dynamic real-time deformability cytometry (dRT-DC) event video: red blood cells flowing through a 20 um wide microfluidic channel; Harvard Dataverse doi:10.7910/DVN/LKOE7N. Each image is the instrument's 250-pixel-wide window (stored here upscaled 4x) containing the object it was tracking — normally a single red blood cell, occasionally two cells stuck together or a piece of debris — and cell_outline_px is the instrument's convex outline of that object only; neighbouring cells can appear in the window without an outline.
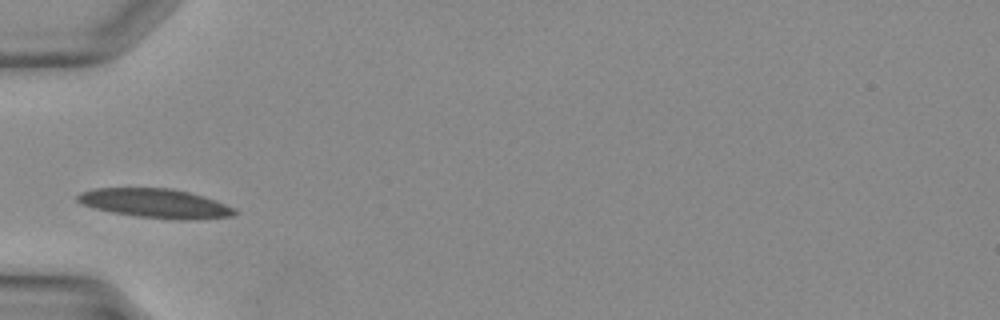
{"species": "Egyptian fruit bat (a non-hibernating species)", "species_latin": "Rousettus aegyptiacus", "temperature_condition": "warm", "stored_images_in_passage": 26, "camera_frame_rate_fps": 3000, "um_per_image_px": 0.085, "animal": {"sex": "female"}, "frame": {"image": 1, "passage_image": 1, "time_ms": 0.0, "image_size_px": [1000, 320], "cell_outline_px": [[240, 212], [232, 216], [192, 220], [176, 220], [136, 216], [112, 212], [80, 204], [76, 200], [76, 196], [80, 192], [92, 188], [172, 188], [188, 192], [236, 208]], "centroid_in_image_um": [13.18, 17.29], "position_along_channel_um": 71.8, "area_um2": 26.7}}
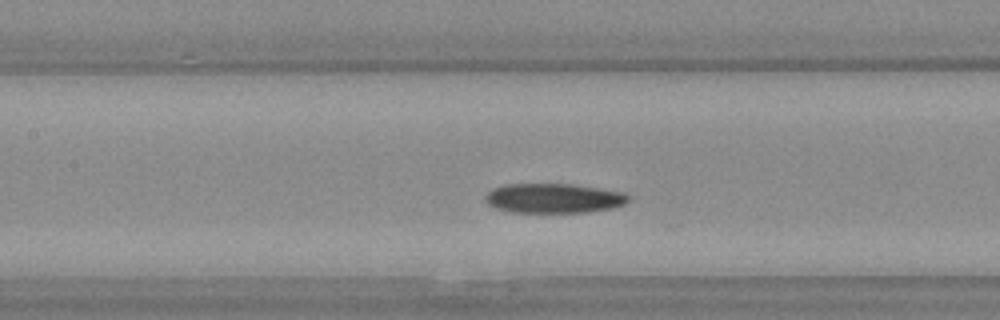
{"frame": {"image": 2, "passage_image": 6, "time_ms": 1.667, "image_size_px": [1000, 320], "cell_outline_px": [[628, 200], [624, 204], [612, 208], [588, 212], [512, 212], [496, 208], [488, 204], [484, 200], [484, 196], [492, 188], [504, 184], [572, 184], [624, 192], [628, 196]], "centroid_in_image_um": [47.02, 16.84], "position_along_channel_um": 160.4, "area_um2": 24.68}}
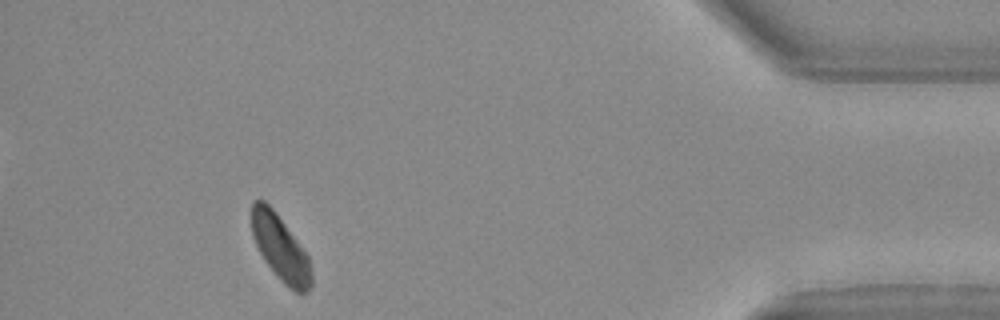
{"frame": {"image": 3, "passage_image": 23, "time_ms": 7.333, "image_size_px": [1000, 320], "cell_outline_px": [[312, 284], [308, 292], [296, 292], [288, 288], [280, 280], [264, 260], [252, 236], [252, 200], [264, 200], [276, 212], [308, 256], [312, 276]], "centroid_in_image_um": [23.83, 21.1], "position_along_channel_um": 411.4, "area_um2": 22.54}}